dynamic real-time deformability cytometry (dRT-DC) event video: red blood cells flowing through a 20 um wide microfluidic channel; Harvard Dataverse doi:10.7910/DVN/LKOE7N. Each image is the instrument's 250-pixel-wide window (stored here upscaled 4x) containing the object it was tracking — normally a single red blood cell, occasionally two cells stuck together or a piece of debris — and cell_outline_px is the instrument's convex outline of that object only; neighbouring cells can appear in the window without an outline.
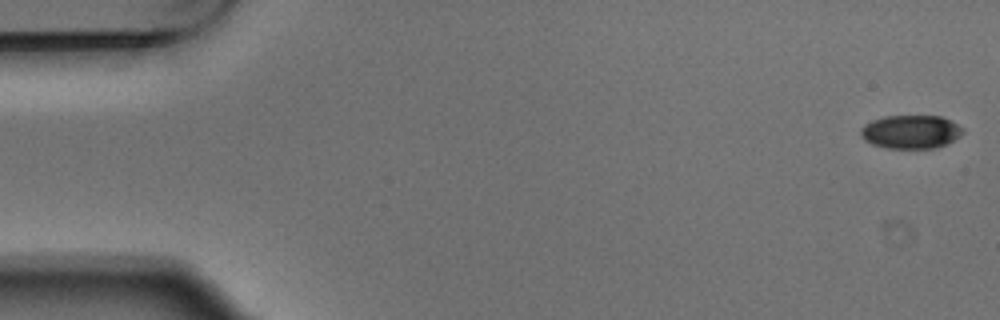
{"species": "Egyptian fruit bat (a non-hibernating species)", "species_latin": "Rousettus aegyptiacus", "temperature_condition": "warm", "stored_images_in_passage": 5, "camera_frame_rate_fps": 3000, "um_per_image_px": 0.085, "animal": {"sex": "male"}, "frame": {"image": 1, "passage_image": 1, "time_ms": 0.0, "image_size_px": [1000, 320], "cell_outline_px": [[964, 132], [960, 136], [948, 144], [936, 148], [888, 148], [872, 144], [864, 140], [860, 132], [860, 128], [864, 124], [872, 120], [884, 116], [940, 116], [964, 128]], "centroid_in_image_um": [77.42, 11.21], "position_along_channel_um": 7.6, "area_um2": 20.0}}
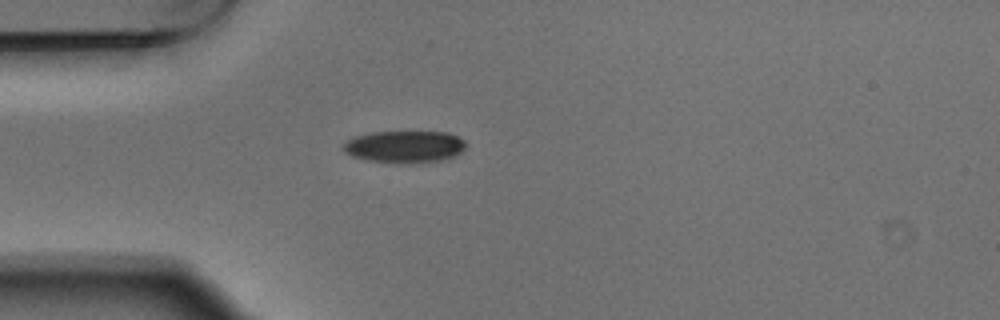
{"frame": {"image": 2, "passage_image": 5, "time_ms": 1.333, "image_size_px": [1000, 320], "cell_outline_px": [[468, 144], [456, 156], [448, 160], [408, 164], [396, 164], [368, 160], [352, 156], [344, 152], [344, 144], [348, 140], [356, 136], [372, 132], [448, 132], [464, 140]], "centroid_in_image_um": [34.44, 12.49], "position_along_channel_um": 50.6, "area_um2": 23.24}}